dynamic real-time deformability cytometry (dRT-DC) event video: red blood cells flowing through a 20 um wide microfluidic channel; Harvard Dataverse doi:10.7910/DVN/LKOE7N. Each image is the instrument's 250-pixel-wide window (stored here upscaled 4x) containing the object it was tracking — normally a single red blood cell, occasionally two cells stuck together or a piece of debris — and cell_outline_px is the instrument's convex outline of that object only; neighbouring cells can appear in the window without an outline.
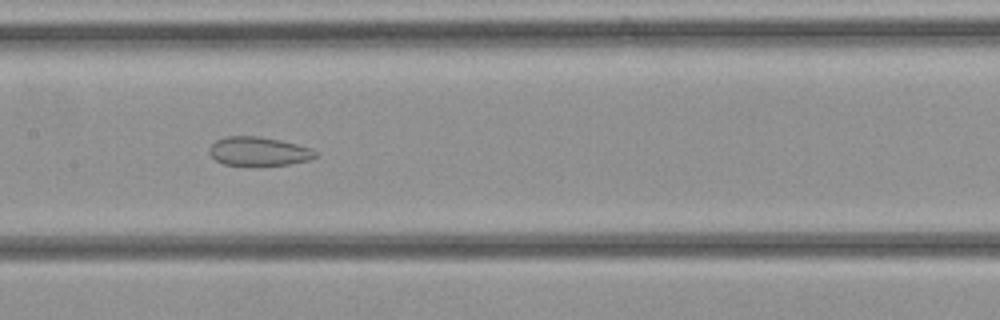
{"species": "common noctule bat (a hibernating species)", "species_latin": "Nyctalus noctula", "temperature_condition": "cold", "stored_images_in_passage": 32, "camera_frame_rate_fps": 3000, "um_per_image_px": 0.085, "animal": {"sex": "female", "body_mass_g": 21.9}, "frame": {"image": 1, "passage_image": 14, "time_ms": 4.333, "image_size_px": [1000, 320], "cell_outline_px": [[320, 156], [308, 160], [288, 164], [224, 164], [216, 160], [208, 152], [208, 148], [216, 140], [228, 136], [260, 136], [280, 140], [312, 148], [320, 152]], "centroid_in_image_um": [22.03, 12.84], "position_along_channel_um": 185.4, "area_um2": 17.69}}